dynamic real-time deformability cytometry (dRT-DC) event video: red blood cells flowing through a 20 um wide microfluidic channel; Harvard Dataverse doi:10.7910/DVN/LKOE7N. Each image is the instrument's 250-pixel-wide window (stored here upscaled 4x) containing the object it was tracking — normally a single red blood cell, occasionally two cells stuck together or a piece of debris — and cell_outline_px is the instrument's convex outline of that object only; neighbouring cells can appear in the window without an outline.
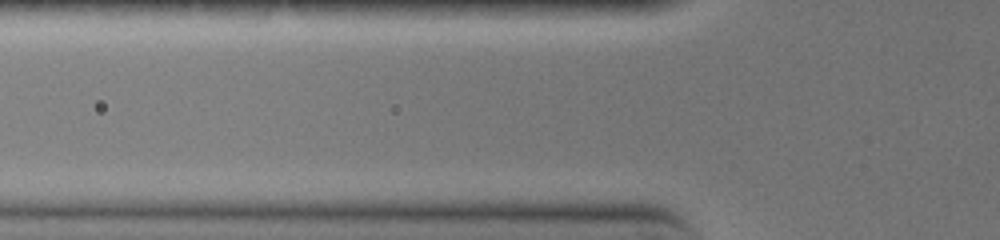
{"species": "common noctule bat (a hibernating species)", "species_latin": "Nyctalus noctula", "temperature_condition": "warm", "stored_images_in_passage": 3, "camera_frame_rate_fps": 3000, "um_per_image_px": 0.085, "animal": {"sex": "female", "body_mass_g": 19.0, "forearm_length_mm": 51.5}, "frame": {"image": 1, "passage_image": 2, "time_ms": 0.333, "image_size_px": [1000, 240], "cell_outline_px": [[624, 164], [616, 168], [604, 172], [484, 164], [484, 160], [492, 156], [564, 156], [624, 160]], "centroid_in_image_um": [47.36, 13.83], "position_along_channel_um": 78.4, "area_um2": 11.21}}